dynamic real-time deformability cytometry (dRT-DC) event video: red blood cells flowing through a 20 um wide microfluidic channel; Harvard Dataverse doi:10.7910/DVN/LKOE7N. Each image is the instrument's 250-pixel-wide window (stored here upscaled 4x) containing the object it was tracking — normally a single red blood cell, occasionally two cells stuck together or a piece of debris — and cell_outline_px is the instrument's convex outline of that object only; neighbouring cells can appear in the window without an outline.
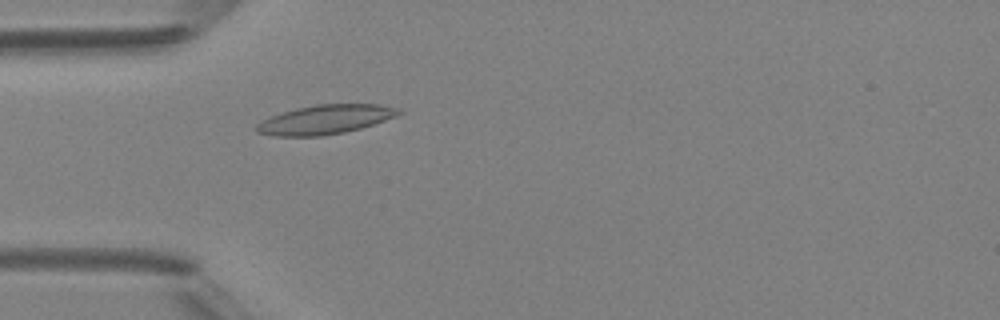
{"species": "Egyptian fruit bat (a non-hibernating species)", "species_latin": "Rousettus aegyptiacus", "temperature_condition": "room temperature", "stored_images_in_passage": 3, "camera_frame_rate_fps": 3000, "um_per_image_px": 0.085, "animal": {"sex": "female"}, "frame": {"image": 1, "passage_image": 3, "time_ms": 2.333, "image_size_px": [1000, 320], "cell_outline_px": [[404, 112], [396, 116], [360, 128], [344, 132], [320, 136], [276, 136], [256, 132], [252, 128], [256, 124], [272, 116], [296, 108], [316, 104], [380, 104], [400, 108]], "centroid_in_image_um": [27.65, 10.15], "position_along_channel_um": 57.4, "area_um2": 24.1}}